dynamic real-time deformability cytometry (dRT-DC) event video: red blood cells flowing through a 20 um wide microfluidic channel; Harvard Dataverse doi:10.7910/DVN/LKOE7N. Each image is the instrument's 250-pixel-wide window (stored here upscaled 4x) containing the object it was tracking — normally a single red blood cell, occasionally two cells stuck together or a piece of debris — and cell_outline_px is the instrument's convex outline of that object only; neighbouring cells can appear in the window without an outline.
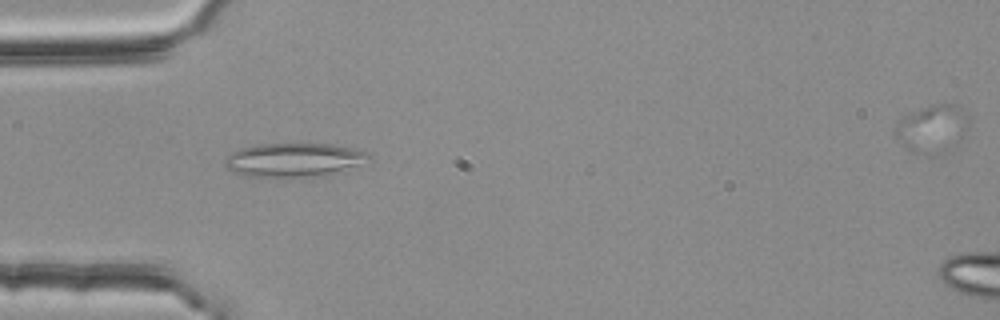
{"species": "common noctule bat (a hibernating species)", "species_latin": "Nyctalus noctula", "temperature_condition": "room temperature", "stored_images_in_passage": 39, "camera_frame_rate_fps": 3000, "um_per_image_px": 0.085, "animal": {"sex": "female", "body_mass_g": 25.1}, "frame": {"image": 1, "passage_image": 1, "time_ms": 0.0, "image_size_px": [1000, 320], "cell_outline_px": [[372, 160], [332, 176], [252, 176], [232, 172], [224, 168], [224, 156], [228, 152], [240, 148], [256, 144], [332, 144], [368, 152], [372, 156]], "centroid_in_image_um": [25.0, 13.59], "position_along_channel_um": 60.0, "area_um2": 28.9}}
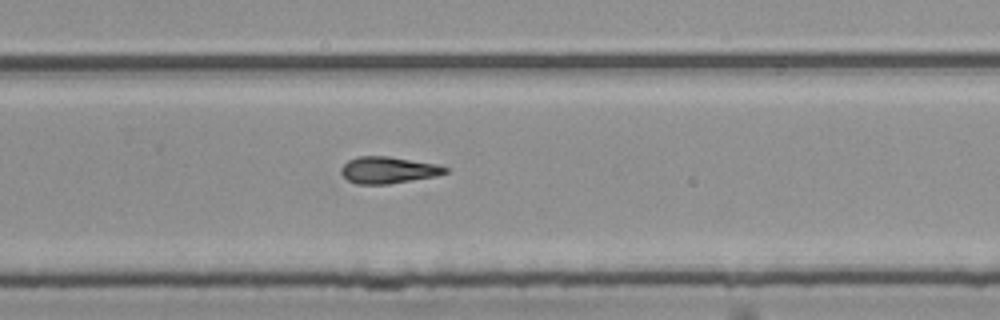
{"frame": {"image": 2, "passage_image": 20, "time_ms": 6.333, "image_size_px": [1000, 320], "cell_outline_px": [[448, 172], [436, 176], [388, 184], [356, 184], [348, 180], [340, 172], [340, 168], [348, 160], [356, 156], [388, 156], [436, 164], [448, 168]], "centroid_in_image_um": [32.97, 14.45], "position_along_channel_um": 296.8, "area_um2": 16.18}}
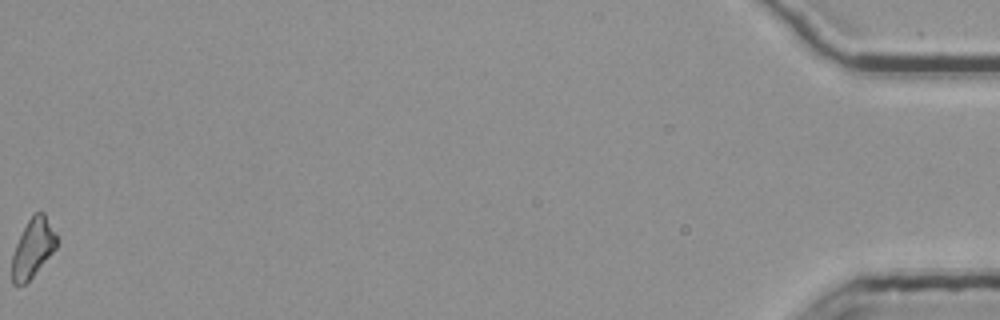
{"frame": {"image": 3, "passage_image": 39, "time_ms": 12.667, "image_size_px": [1000, 320], "cell_outline_px": [[60, 240], [56, 248], [32, 276], [24, 284], [12, 284], [12, 256], [16, 244], [28, 220], [36, 212], [44, 212], [56, 232]], "centroid_in_image_um": [2.83, 21.05], "position_along_channel_um": 432.4, "area_um2": 15.14}, "authors_computed_cell_mechanics": {"area_um2": 16.0106, "velocity_mm_per_s": 3.7862, "shape_relaxation_time_tau1_ms": null, "shape_relaxation_time_tau2_ms": 5.1877, "deformation_change_tau1": null, "deformation_change_tau2": 0.1519}}